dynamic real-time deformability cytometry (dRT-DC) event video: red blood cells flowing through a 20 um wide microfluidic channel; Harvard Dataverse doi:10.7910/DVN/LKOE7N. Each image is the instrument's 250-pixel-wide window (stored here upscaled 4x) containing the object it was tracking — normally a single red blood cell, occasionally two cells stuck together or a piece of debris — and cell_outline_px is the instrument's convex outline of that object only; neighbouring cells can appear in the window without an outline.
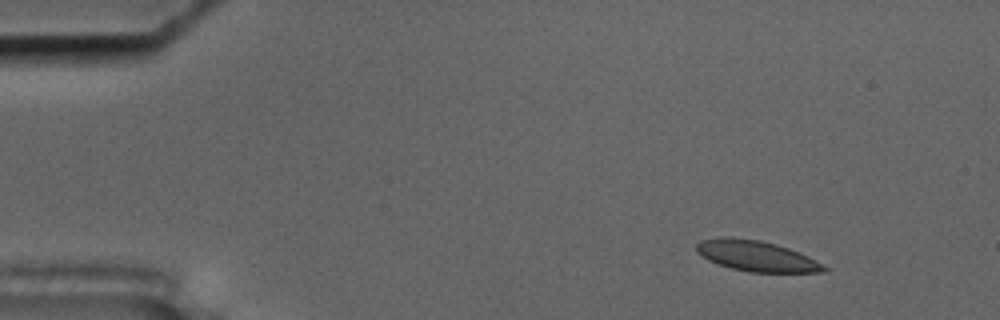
{"species": "common noctule bat (a hibernating species)", "species_latin": "Nyctalus noctula", "temperature_condition": "cold", "stored_images_in_passage": 56, "camera_frame_rate_fps": 3000, "um_per_image_px": 0.085, "animal": {"sex": "male", "body_mass_g": 17.5, "forearm_length_mm": 52.3}, "frame": {"image": 1, "passage_image": 7, "time_ms": 2.0, "image_size_px": [1000, 320], "cell_outline_px": [[828, 272], [748, 272], [732, 268], [708, 260], [696, 252], [696, 244], [700, 240], [720, 236], [728, 236], [760, 240], [776, 244], [800, 252], [808, 256], [828, 268]], "centroid_in_image_um": [64.27, 21.74], "position_along_channel_um": 20.7, "area_um2": 22.83}}
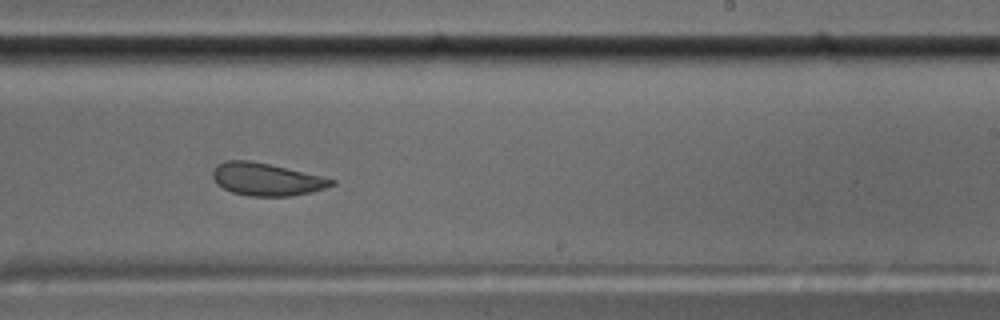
{"frame": {"image": 2, "passage_image": 35, "time_ms": 11.333, "image_size_px": [1000, 320], "cell_outline_px": [[336, 184], [312, 192], [292, 196], [248, 196], [232, 192], [216, 184], [212, 176], [212, 172], [216, 164], [224, 160], [248, 160], [268, 164], [320, 176], [336, 180]], "centroid_in_image_um": [22.61, 15.24], "position_along_channel_um": 266.4, "area_um2": 22.48}}
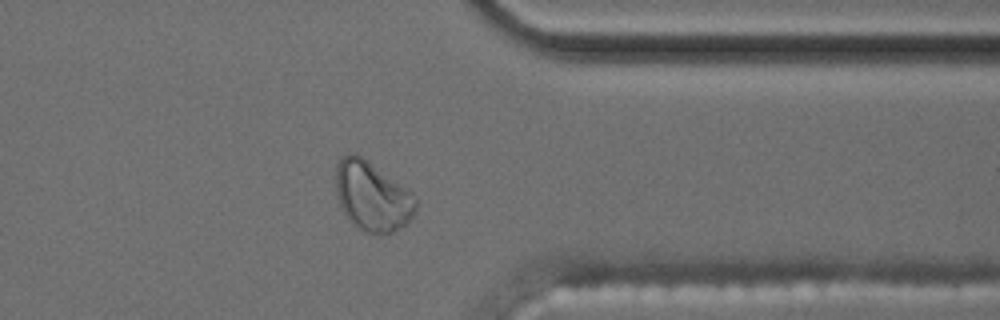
{"frame": {"image": 3, "passage_image": 45, "time_ms": 14.667, "image_size_px": [1000, 320], "cell_outline_px": [[416, 208], [412, 216], [404, 224], [392, 232], [368, 232], [356, 228], [344, 212], [340, 204], [336, 192], [336, 164], [340, 156], [352, 152], [356, 152], [412, 192], [416, 200]], "centroid_in_image_um": [31.6, 16.63], "position_along_channel_um": 379.8, "area_um2": 31.96}, "authors_computed_cell_mechanics": {"area_um2": 23.1778, "velocity_mm_per_s": 3.5935, "shape_relaxation_time_tau1_ms": null, "shape_relaxation_time_tau2_ms": 2.4983, "deformation_change_tau1": null, "deformation_change_tau2": 0.0798}}